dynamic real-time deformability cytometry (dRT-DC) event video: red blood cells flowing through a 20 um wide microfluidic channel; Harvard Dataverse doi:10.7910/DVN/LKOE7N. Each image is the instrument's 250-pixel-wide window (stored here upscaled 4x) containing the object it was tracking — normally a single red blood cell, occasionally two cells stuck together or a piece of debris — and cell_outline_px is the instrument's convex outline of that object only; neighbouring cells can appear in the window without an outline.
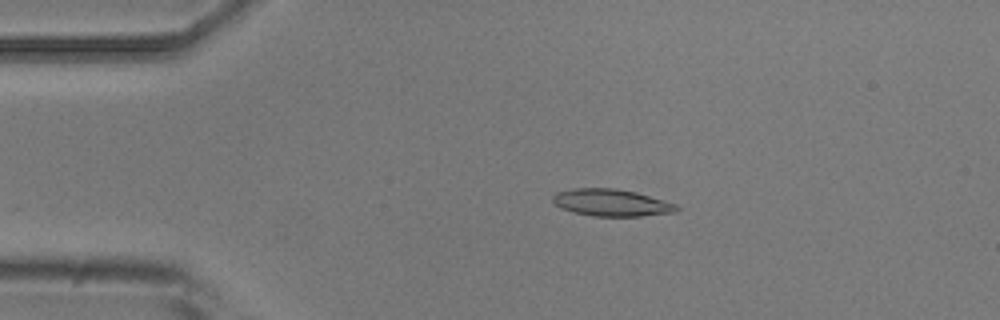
{"species": "common noctule bat (a hibernating species)", "species_latin": "Nyctalus noctula", "temperature_condition": "room temperature", "stored_images_in_passage": 5, "camera_frame_rate_fps": 3000, "um_per_image_px": 0.085, "animal": {"sex": "male", "body_mass_g": 20.5, "forearm_length_mm": 52.5}, "frame": {"image": 1, "passage_image": 4, "time_ms": 3.333, "image_size_px": [1000, 320], "cell_outline_px": [[680, 208], [672, 212], [640, 216], [592, 216], [572, 212], [560, 208], [552, 200], [552, 196], [556, 192], [572, 188], [616, 188], [636, 192], [664, 200], [676, 204]], "centroid_in_image_um": [51.92, 17.22], "position_along_channel_um": 33.1, "area_um2": 19.54}}